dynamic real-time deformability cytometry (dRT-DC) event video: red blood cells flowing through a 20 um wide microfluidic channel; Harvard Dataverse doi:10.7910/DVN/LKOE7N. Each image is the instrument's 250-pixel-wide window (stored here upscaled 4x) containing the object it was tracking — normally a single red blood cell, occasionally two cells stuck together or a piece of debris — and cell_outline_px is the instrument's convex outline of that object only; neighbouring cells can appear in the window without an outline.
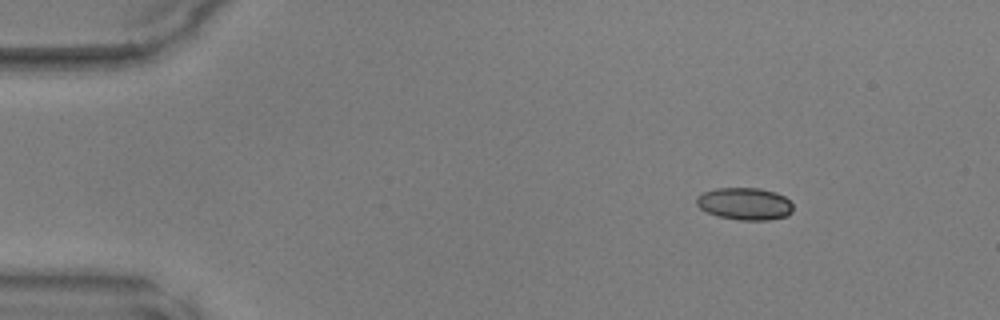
{"species": "common noctule bat (a hibernating species)", "species_latin": "Nyctalus noctula", "temperature_condition": "warm", "stored_images_in_passage": 5, "camera_frame_rate_fps": 3000, "um_per_image_px": 0.085, "animal": {"sex": "male", "body_mass_g": 17.9, "forearm_length_mm": 54.2}, "frame": {"image": 1, "passage_image": 1, "time_ms": 0.0, "image_size_px": [1000, 320], "cell_outline_px": [[792, 212], [788, 216], [768, 220], [740, 220], [720, 216], [708, 212], [700, 208], [696, 204], [696, 196], [704, 192], [716, 188], [760, 188], [776, 192], [784, 196], [792, 204]], "centroid_in_image_um": [63.32, 17.31], "position_along_channel_um": 21.7, "area_um2": 18.15}}